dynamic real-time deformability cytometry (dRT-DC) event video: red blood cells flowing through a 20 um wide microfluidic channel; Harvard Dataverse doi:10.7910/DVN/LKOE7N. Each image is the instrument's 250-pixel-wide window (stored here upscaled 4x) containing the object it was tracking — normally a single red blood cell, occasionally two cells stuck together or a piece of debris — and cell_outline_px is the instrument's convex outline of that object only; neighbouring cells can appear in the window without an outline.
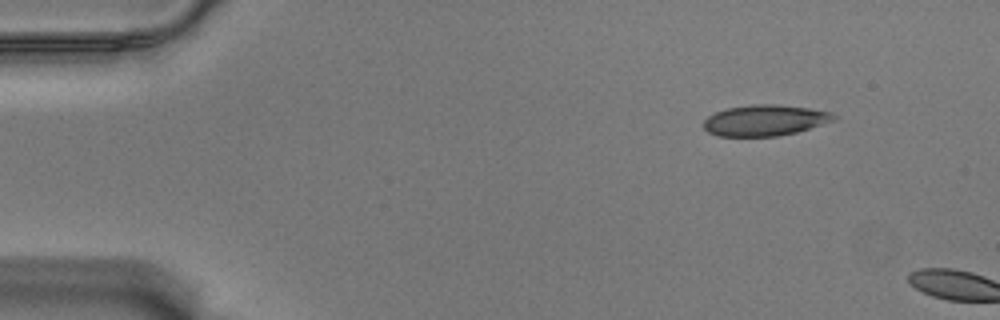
{"species": "Egyptian fruit bat (a non-hibernating species)", "species_latin": "Rousettus aegyptiacus", "temperature_condition": "warm", "stored_images_in_passage": 4, "camera_frame_rate_fps": 3000, "um_per_image_px": 0.085, "animal": {"sex": "male"}, "frame": {"image": 1, "passage_image": 1, "time_ms": 0.0, "image_size_px": [1000, 320], "cell_outline_px": [[836, 120], [796, 132], [776, 136], [720, 136], [708, 132], [704, 128], [704, 120], [708, 116], [716, 112], [728, 108], [752, 104], [780, 104], [808, 108], [832, 112], [836, 116]], "centroid_in_image_um": [65.03, 10.22], "position_along_channel_um": 20.0, "area_um2": 23.41}}